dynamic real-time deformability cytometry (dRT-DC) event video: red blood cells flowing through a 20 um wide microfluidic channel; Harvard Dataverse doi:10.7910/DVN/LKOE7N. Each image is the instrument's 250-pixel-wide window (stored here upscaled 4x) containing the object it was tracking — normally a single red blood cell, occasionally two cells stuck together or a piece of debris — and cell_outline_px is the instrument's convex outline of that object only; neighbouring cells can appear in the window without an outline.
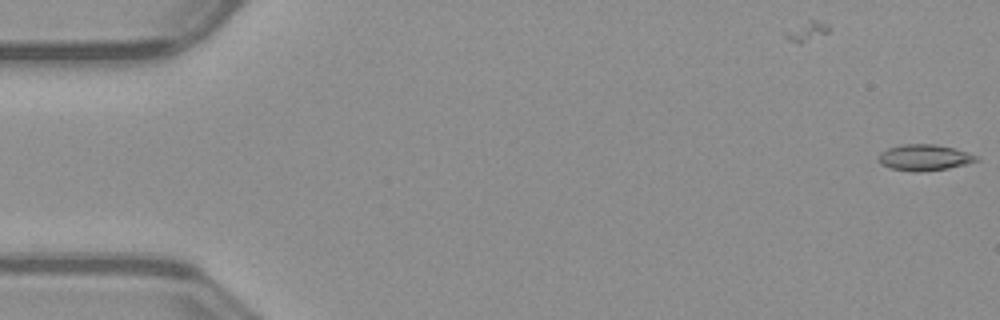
{"species": "common noctule bat (a hibernating species)", "species_latin": "Nyctalus noctula", "temperature_condition": "warm", "stored_images_in_passage": 2, "camera_frame_rate_fps": 3000, "um_per_image_px": 0.085, "animal": {"sex": "male", "body_mass_g": 23.1, "forearm_length_mm": 52.7}, "frame": {"image": 1, "passage_image": 2, "time_ms": 0.333, "image_size_px": [1000, 320], "cell_outline_px": [[980, 160], [948, 168], [916, 172], [912, 172], [892, 168], [880, 164], [876, 160], [876, 156], [880, 152], [888, 148], [904, 144], [936, 144], [952, 148], [980, 156]], "centroid_in_image_um": [78.52, 13.39], "position_along_channel_um": 6.5, "area_um2": 14.91}}